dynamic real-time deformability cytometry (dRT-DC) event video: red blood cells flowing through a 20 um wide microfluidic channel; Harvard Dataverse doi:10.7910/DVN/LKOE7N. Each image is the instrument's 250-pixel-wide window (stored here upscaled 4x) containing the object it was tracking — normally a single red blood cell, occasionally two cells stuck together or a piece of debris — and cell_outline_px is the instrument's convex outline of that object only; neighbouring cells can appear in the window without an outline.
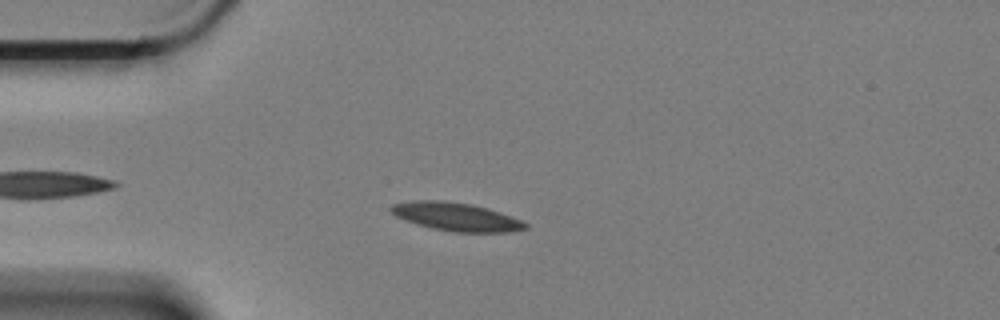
{"species": "Egyptian fruit bat (a non-hibernating species)", "species_latin": "Rousettus aegyptiacus", "temperature_condition": "cold", "stored_images_in_passage": 51, "camera_frame_rate_fps": 3000, "um_per_image_px": 0.085, "animal": {"sex": "female"}, "frame": {"image": 1, "passage_image": 7, "time_ms": 2.0, "image_size_px": [1000, 320], "cell_outline_px": [[528, 228], [512, 232], [452, 232], [432, 228], [416, 224], [404, 220], [396, 216], [388, 208], [392, 204], [416, 200], [436, 200], [468, 204], [484, 208], [520, 220], [528, 224]], "centroid_in_image_um": [38.72, 18.44], "position_along_channel_um": 46.3, "area_um2": 21.73}}
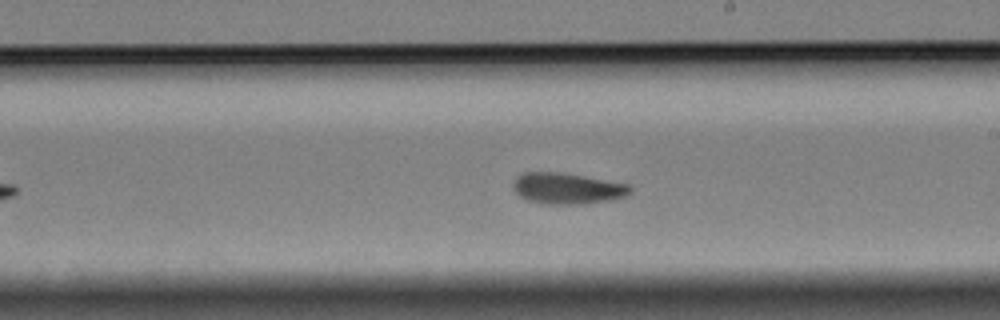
{"frame": {"image": 2, "passage_image": 26, "time_ms": 8.333, "image_size_px": [1000, 320], "cell_outline_px": [[632, 192], [628, 196], [612, 200], [588, 204], [544, 204], [528, 200], [520, 196], [516, 192], [512, 184], [516, 176], [524, 172], [560, 172], [628, 184], [632, 188]], "centroid_in_image_um": [48.24, 16.03], "position_along_channel_um": 240.8, "area_um2": 21.39}}
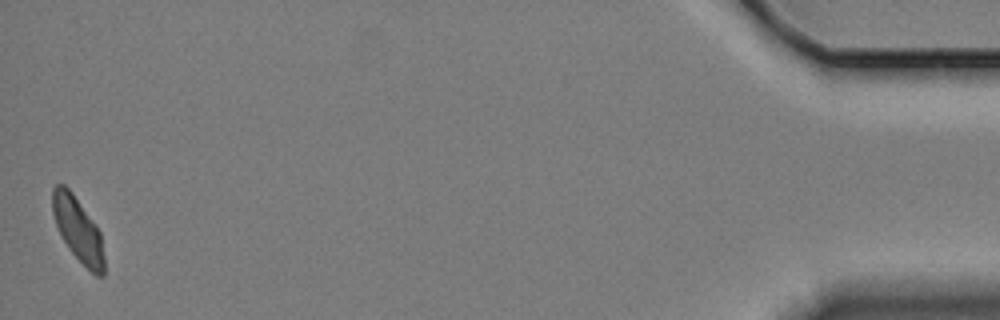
{"frame": {"image": 3, "passage_image": 51, "time_ms": 16.667, "image_size_px": [1000, 320], "cell_outline_px": [[104, 276], [96, 276], [72, 252], [64, 240], [56, 224], [52, 212], [52, 188], [56, 184], [64, 184], [72, 192], [100, 232], [104, 256]], "centroid_in_image_um": [6.62, 19.49], "position_along_channel_um": 428.6, "area_um2": 18.84}, "authors_computed_cell_mechanics": {"area_um2": 20.8658, "velocity_mm_per_s": 3.3223, "shape_relaxation_time_tau1_ms": null, "shape_relaxation_time_tau2_ms": 6.8409, "deformation_change_tau1": null, "deformation_change_tau2": 0.1116}}